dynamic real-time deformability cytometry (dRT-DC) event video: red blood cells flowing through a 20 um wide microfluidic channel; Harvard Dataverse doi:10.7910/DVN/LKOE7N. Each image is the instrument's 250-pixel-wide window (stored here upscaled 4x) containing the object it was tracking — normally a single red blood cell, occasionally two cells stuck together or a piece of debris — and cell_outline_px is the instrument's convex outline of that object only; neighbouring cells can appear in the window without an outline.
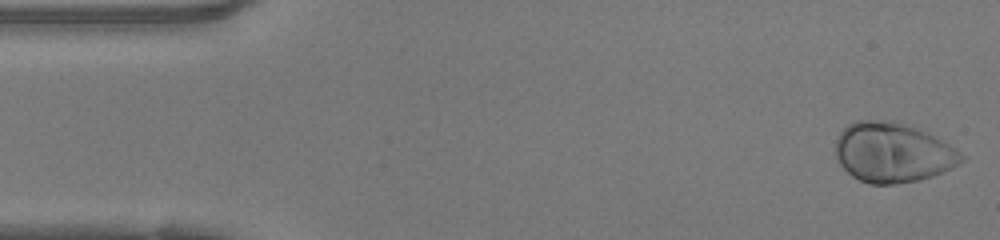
{"species": "human", "species_latin": "Homo sapiens", "temperature_condition": "warm", "stored_images_in_passage": 48, "camera_frame_rate_fps": 3000, "um_per_image_px": 0.085, "donor": {"sex": "female"}, "frame": {"image": 1, "passage_image": 1, "time_ms": 0.0, "image_size_px": [1000, 240], "cell_outline_px": [[968, 156], [964, 160], [952, 168], [932, 176], [920, 180], [896, 184], [872, 184], [860, 180], [852, 176], [840, 164], [836, 156], [836, 140], [840, 132], [848, 124], [856, 120], [892, 120], [904, 124], [924, 132], [956, 148]], "centroid_in_image_um": [75.89, 12.97], "position_along_channel_um": 9.1, "area_um2": 43.75}}
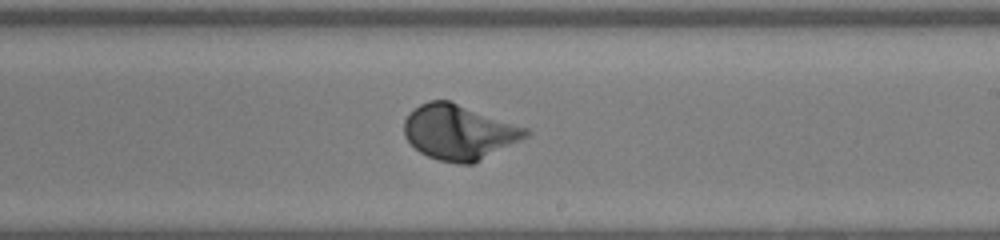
{"frame": {"image": 2, "passage_image": 27, "time_ms": 8.667, "image_size_px": [1000, 240], "cell_outline_px": [[532, 132], [528, 136], [472, 164], [456, 164], [440, 160], [428, 156], [420, 152], [404, 136], [404, 120], [420, 104], [428, 100], [448, 100], [528, 128]], "centroid_in_image_um": [39.02, 11.23], "position_along_channel_um": 250.0, "area_um2": 38.55}}
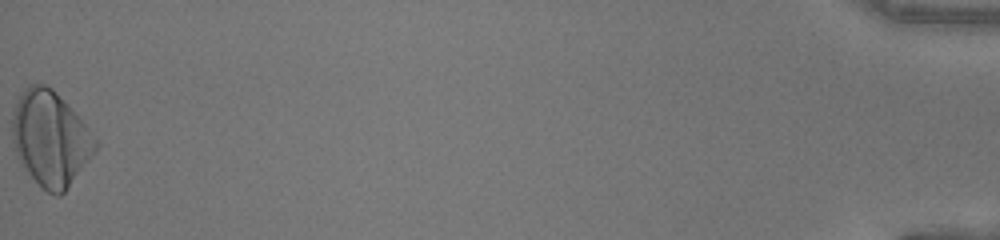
{"frame": {"image": 3, "passage_image": 48, "time_ms": 15.667, "image_size_px": [1000, 240], "cell_outline_px": [[100, 144], [96, 152], [68, 188], [60, 196], [56, 196], [40, 188], [20, 164], [16, 156], [12, 140], [12, 112], [24, 88], [32, 84], [44, 84], [52, 88], [80, 116]], "centroid_in_image_um": [4.3, 11.8], "position_along_channel_um": 430.9, "area_um2": 46.64}, "authors_computed_cell_mechanics": {"area_um2": 38.2925, "velocity_mm_per_s": 4.1374, "shape_relaxation_time_tau1_ms": 2.2976, "shape_relaxation_time_tau2_ms": null, "deformation_change_tau1": 0.1666, "deformation_change_tau2": null}}